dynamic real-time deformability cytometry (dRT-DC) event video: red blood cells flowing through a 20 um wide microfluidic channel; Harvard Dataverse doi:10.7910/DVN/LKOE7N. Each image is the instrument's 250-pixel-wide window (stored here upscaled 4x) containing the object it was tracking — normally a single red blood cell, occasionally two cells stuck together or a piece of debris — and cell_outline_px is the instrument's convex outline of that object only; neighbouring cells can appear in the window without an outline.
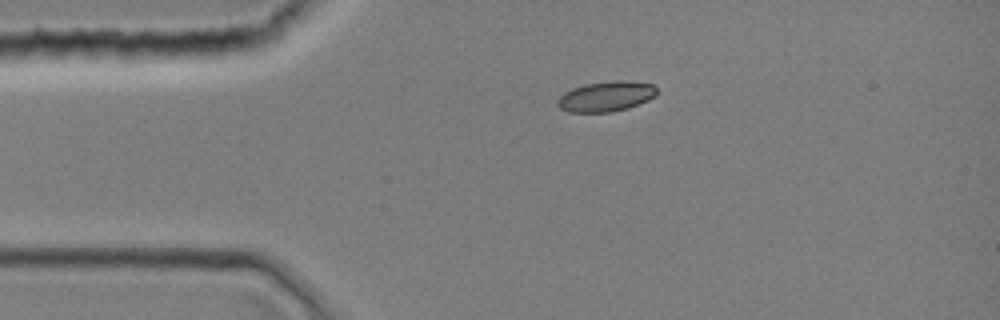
{"species": "common noctule bat (a hibernating species)", "species_latin": "Nyctalus noctula", "temperature_condition": "room temperature", "stored_images_in_passage": 2, "camera_frame_rate_fps": 3000, "um_per_image_px": 0.085, "animal": {"sex": "female", "body_mass_g": 19.0, "forearm_length_mm": 51.5}, "frame": {"image": 1, "passage_image": 1, "time_ms": 0.0, "image_size_px": [1000, 320], "cell_outline_px": [[656, 96], [648, 100], [628, 108], [612, 112], [568, 112], [560, 108], [556, 104], [556, 100], [564, 92], [572, 88], [584, 84], [616, 80], [624, 80], [652, 84], [656, 88]], "centroid_in_image_um": [51.49, 8.19], "position_along_channel_um": 33.5, "area_um2": 17.57}}